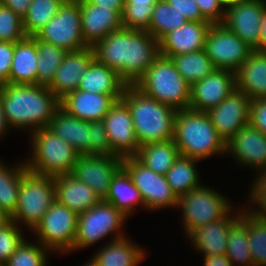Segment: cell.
Segmentation results:
<instances>
[{
	"label": "cell",
	"instance_id": "obj_43",
	"mask_svg": "<svg viewBox=\"0 0 266 266\" xmlns=\"http://www.w3.org/2000/svg\"><path fill=\"white\" fill-rule=\"evenodd\" d=\"M45 250L48 248L44 246L40 248L23 240L5 266H46Z\"/></svg>",
	"mask_w": 266,
	"mask_h": 266
},
{
	"label": "cell",
	"instance_id": "obj_45",
	"mask_svg": "<svg viewBox=\"0 0 266 266\" xmlns=\"http://www.w3.org/2000/svg\"><path fill=\"white\" fill-rule=\"evenodd\" d=\"M89 155H116L107 138L104 121H90Z\"/></svg>",
	"mask_w": 266,
	"mask_h": 266
},
{
	"label": "cell",
	"instance_id": "obj_14",
	"mask_svg": "<svg viewBox=\"0 0 266 266\" xmlns=\"http://www.w3.org/2000/svg\"><path fill=\"white\" fill-rule=\"evenodd\" d=\"M265 11L263 0H238L225 8L223 24L250 48L259 51L260 27Z\"/></svg>",
	"mask_w": 266,
	"mask_h": 266
},
{
	"label": "cell",
	"instance_id": "obj_15",
	"mask_svg": "<svg viewBox=\"0 0 266 266\" xmlns=\"http://www.w3.org/2000/svg\"><path fill=\"white\" fill-rule=\"evenodd\" d=\"M122 159L117 155H79L71 175L90 186L104 200L113 177L122 168Z\"/></svg>",
	"mask_w": 266,
	"mask_h": 266
},
{
	"label": "cell",
	"instance_id": "obj_3",
	"mask_svg": "<svg viewBox=\"0 0 266 266\" xmlns=\"http://www.w3.org/2000/svg\"><path fill=\"white\" fill-rule=\"evenodd\" d=\"M121 99L131 112L140 146L173 139L176 109L146 96L135 85H127Z\"/></svg>",
	"mask_w": 266,
	"mask_h": 266
},
{
	"label": "cell",
	"instance_id": "obj_46",
	"mask_svg": "<svg viewBox=\"0 0 266 266\" xmlns=\"http://www.w3.org/2000/svg\"><path fill=\"white\" fill-rule=\"evenodd\" d=\"M202 17L211 24L223 23L225 12L219 0H194ZM222 10V11H221Z\"/></svg>",
	"mask_w": 266,
	"mask_h": 266
},
{
	"label": "cell",
	"instance_id": "obj_55",
	"mask_svg": "<svg viewBox=\"0 0 266 266\" xmlns=\"http://www.w3.org/2000/svg\"><path fill=\"white\" fill-rule=\"evenodd\" d=\"M6 126L9 127V124L4 115L3 106H2L1 98H0V134H2L5 131Z\"/></svg>",
	"mask_w": 266,
	"mask_h": 266
},
{
	"label": "cell",
	"instance_id": "obj_47",
	"mask_svg": "<svg viewBox=\"0 0 266 266\" xmlns=\"http://www.w3.org/2000/svg\"><path fill=\"white\" fill-rule=\"evenodd\" d=\"M249 123L266 135V97L251 101Z\"/></svg>",
	"mask_w": 266,
	"mask_h": 266
},
{
	"label": "cell",
	"instance_id": "obj_10",
	"mask_svg": "<svg viewBox=\"0 0 266 266\" xmlns=\"http://www.w3.org/2000/svg\"><path fill=\"white\" fill-rule=\"evenodd\" d=\"M228 204L221 194L201 186L178 197V206L182 205L184 227L188 234L228 215Z\"/></svg>",
	"mask_w": 266,
	"mask_h": 266
},
{
	"label": "cell",
	"instance_id": "obj_34",
	"mask_svg": "<svg viewBox=\"0 0 266 266\" xmlns=\"http://www.w3.org/2000/svg\"><path fill=\"white\" fill-rule=\"evenodd\" d=\"M183 79L192 86L216 70L204 49L170 57Z\"/></svg>",
	"mask_w": 266,
	"mask_h": 266
},
{
	"label": "cell",
	"instance_id": "obj_11",
	"mask_svg": "<svg viewBox=\"0 0 266 266\" xmlns=\"http://www.w3.org/2000/svg\"><path fill=\"white\" fill-rule=\"evenodd\" d=\"M122 168L128 173L139 190L146 208L178 206V197L167 182L165 175L148 169L135 156L124 157Z\"/></svg>",
	"mask_w": 266,
	"mask_h": 266
},
{
	"label": "cell",
	"instance_id": "obj_19",
	"mask_svg": "<svg viewBox=\"0 0 266 266\" xmlns=\"http://www.w3.org/2000/svg\"><path fill=\"white\" fill-rule=\"evenodd\" d=\"M94 58L95 53L91 46L68 52L47 87L61 101L79 88L81 77Z\"/></svg>",
	"mask_w": 266,
	"mask_h": 266
},
{
	"label": "cell",
	"instance_id": "obj_24",
	"mask_svg": "<svg viewBox=\"0 0 266 266\" xmlns=\"http://www.w3.org/2000/svg\"><path fill=\"white\" fill-rule=\"evenodd\" d=\"M56 200L77 215L98 204L101 199L95 191L71 174L55 177Z\"/></svg>",
	"mask_w": 266,
	"mask_h": 266
},
{
	"label": "cell",
	"instance_id": "obj_39",
	"mask_svg": "<svg viewBox=\"0 0 266 266\" xmlns=\"http://www.w3.org/2000/svg\"><path fill=\"white\" fill-rule=\"evenodd\" d=\"M187 19L165 0H159L153 9V15L147 31L156 40L165 34L178 29L186 23Z\"/></svg>",
	"mask_w": 266,
	"mask_h": 266
},
{
	"label": "cell",
	"instance_id": "obj_31",
	"mask_svg": "<svg viewBox=\"0 0 266 266\" xmlns=\"http://www.w3.org/2000/svg\"><path fill=\"white\" fill-rule=\"evenodd\" d=\"M104 201L115 206L125 216L133 210L135 204L141 203L144 205L139 190L123 168L113 177L109 193Z\"/></svg>",
	"mask_w": 266,
	"mask_h": 266
},
{
	"label": "cell",
	"instance_id": "obj_26",
	"mask_svg": "<svg viewBox=\"0 0 266 266\" xmlns=\"http://www.w3.org/2000/svg\"><path fill=\"white\" fill-rule=\"evenodd\" d=\"M47 128L73 146L79 155H89L90 122L70 115L60 106Z\"/></svg>",
	"mask_w": 266,
	"mask_h": 266
},
{
	"label": "cell",
	"instance_id": "obj_12",
	"mask_svg": "<svg viewBox=\"0 0 266 266\" xmlns=\"http://www.w3.org/2000/svg\"><path fill=\"white\" fill-rule=\"evenodd\" d=\"M77 220L78 215L75 212L56 200L34 229L41 239V246L53 250L74 249Z\"/></svg>",
	"mask_w": 266,
	"mask_h": 266
},
{
	"label": "cell",
	"instance_id": "obj_42",
	"mask_svg": "<svg viewBox=\"0 0 266 266\" xmlns=\"http://www.w3.org/2000/svg\"><path fill=\"white\" fill-rule=\"evenodd\" d=\"M26 37L23 19L10 8L0 5V41L16 43Z\"/></svg>",
	"mask_w": 266,
	"mask_h": 266
},
{
	"label": "cell",
	"instance_id": "obj_52",
	"mask_svg": "<svg viewBox=\"0 0 266 266\" xmlns=\"http://www.w3.org/2000/svg\"><path fill=\"white\" fill-rule=\"evenodd\" d=\"M88 3L104 8H110L117 11L121 16L123 14L125 0H86Z\"/></svg>",
	"mask_w": 266,
	"mask_h": 266
},
{
	"label": "cell",
	"instance_id": "obj_20",
	"mask_svg": "<svg viewBox=\"0 0 266 266\" xmlns=\"http://www.w3.org/2000/svg\"><path fill=\"white\" fill-rule=\"evenodd\" d=\"M81 28L84 42L93 47L109 33L121 29L122 16L115 10L79 0Z\"/></svg>",
	"mask_w": 266,
	"mask_h": 266
},
{
	"label": "cell",
	"instance_id": "obj_38",
	"mask_svg": "<svg viewBox=\"0 0 266 266\" xmlns=\"http://www.w3.org/2000/svg\"><path fill=\"white\" fill-rule=\"evenodd\" d=\"M37 51V84L48 86L68 51L38 39Z\"/></svg>",
	"mask_w": 266,
	"mask_h": 266
},
{
	"label": "cell",
	"instance_id": "obj_5",
	"mask_svg": "<svg viewBox=\"0 0 266 266\" xmlns=\"http://www.w3.org/2000/svg\"><path fill=\"white\" fill-rule=\"evenodd\" d=\"M146 96L172 108H189L191 86L183 79L170 57L159 55L134 84Z\"/></svg>",
	"mask_w": 266,
	"mask_h": 266
},
{
	"label": "cell",
	"instance_id": "obj_30",
	"mask_svg": "<svg viewBox=\"0 0 266 266\" xmlns=\"http://www.w3.org/2000/svg\"><path fill=\"white\" fill-rule=\"evenodd\" d=\"M179 156L173 139L141 145L135 155L143 165L160 175H166Z\"/></svg>",
	"mask_w": 266,
	"mask_h": 266
},
{
	"label": "cell",
	"instance_id": "obj_28",
	"mask_svg": "<svg viewBox=\"0 0 266 266\" xmlns=\"http://www.w3.org/2000/svg\"><path fill=\"white\" fill-rule=\"evenodd\" d=\"M37 38L25 37L14 44V56L9 73L11 84H37Z\"/></svg>",
	"mask_w": 266,
	"mask_h": 266
},
{
	"label": "cell",
	"instance_id": "obj_2",
	"mask_svg": "<svg viewBox=\"0 0 266 266\" xmlns=\"http://www.w3.org/2000/svg\"><path fill=\"white\" fill-rule=\"evenodd\" d=\"M0 98L8 124L16 127L47 128L60 100L47 86L38 84L0 85Z\"/></svg>",
	"mask_w": 266,
	"mask_h": 266
},
{
	"label": "cell",
	"instance_id": "obj_16",
	"mask_svg": "<svg viewBox=\"0 0 266 266\" xmlns=\"http://www.w3.org/2000/svg\"><path fill=\"white\" fill-rule=\"evenodd\" d=\"M107 138L113 152L122 158L135 156L140 144L133 127L131 112L127 104L117 100L103 118Z\"/></svg>",
	"mask_w": 266,
	"mask_h": 266
},
{
	"label": "cell",
	"instance_id": "obj_36",
	"mask_svg": "<svg viewBox=\"0 0 266 266\" xmlns=\"http://www.w3.org/2000/svg\"><path fill=\"white\" fill-rule=\"evenodd\" d=\"M26 171L25 164L13 170L0 164V210L10 218L16 211L21 177Z\"/></svg>",
	"mask_w": 266,
	"mask_h": 266
},
{
	"label": "cell",
	"instance_id": "obj_13",
	"mask_svg": "<svg viewBox=\"0 0 266 266\" xmlns=\"http://www.w3.org/2000/svg\"><path fill=\"white\" fill-rule=\"evenodd\" d=\"M125 217L127 216L115 206L101 200L89 210L78 215L74 249L87 247L108 233L116 231Z\"/></svg>",
	"mask_w": 266,
	"mask_h": 266
},
{
	"label": "cell",
	"instance_id": "obj_17",
	"mask_svg": "<svg viewBox=\"0 0 266 266\" xmlns=\"http://www.w3.org/2000/svg\"><path fill=\"white\" fill-rule=\"evenodd\" d=\"M251 99L238 89L206 113L218 135L227 142L249 123Z\"/></svg>",
	"mask_w": 266,
	"mask_h": 266
},
{
	"label": "cell",
	"instance_id": "obj_29",
	"mask_svg": "<svg viewBox=\"0 0 266 266\" xmlns=\"http://www.w3.org/2000/svg\"><path fill=\"white\" fill-rule=\"evenodd\" d=\"M228 215L207 225L194 229L189 236L194 245L206 255H226L228 231L231 225L240 217L233 219Z\"/></svg>",
	"mask_w": 266,
	"mask_h": 266
},
{
	"label": "cell",
	"instance_id": "obj_18",
	"mask_svg": "<svg viewBox=\"0 0 266 266\" xmlns=\"http://www.w3.org/2000/svg\"><path fill=\"white\" fill-rule=\"evenodd\" d=\"M234 90H236L235 72L216 69L191 86L189 108L207 112L218 106Z\"/></svg>",
	"mask_w": 266,
	"mask_h": 266
},
{
	"label": "cell",
	"instance_id": "obj_32",
	"mask_svg": "<svg viewBox=\"0 0 266 266\" xmlns=\"http://www.w3.org/2000/svg\"><path fill=\"white\" fill-rule=\"evenodd\" d=\"M117 235L119 237L98 252L93 259L99 266H136L145 254L123 236Z\"/></svg>",
	"mask_w": 266,
	"mask_h": 266
},
{
	"label": "cell",
	"instance_id": "obj_49",
	"mask_svg": "<svg viewBox=\"0 0 266 266\" xmlns=\"http://www.w3.org/2000/svg\"><path fill=\"white\" fill-rule=\"evenodd\" d=\"M168 4L174 7L188 21H206L194 0H165Z\"/></svg>",
	"mask_w": 266,
	"mask_h": 266
},
{
	"label": "cell",
	"instance_id": "obj_6",
	"mask_svg": "<svg viewBox=\"0 0 266 266\" xmlns=\"http://www.w3.org/2000/svg\"><path fill=\"white\" fill-rule=\"evenodd\" d=\"M33 159L25 163L27 170L56 177L71 174L79 153L48 128L33 132Z\"/></svg>",
	"mask_w": 266,
	"mask_h": 266
},
{
	"label": "cell",
	"instance_id": "obj_40",
	"mask_svg": "<svg viewBox=\"0 0 266 266\" xmlns=\"http://www.w3.org/2000/svg\"><path fill=\"white\" fill-rule=\"evenodd\" d=\"M159 0H125L122 26L132 30L148 31L153 9Z\"/></svg>",
	"mask_w": 266,
	"mask_h": 266
},
{
	"label": "cell",
	"instance_id": "obj_35",
	"mask_svg": "<svg viewBox=\"0 0 266 266\" xmlns=\"http://www.w3.org/2000/svg\"><path fill=\"white\" fill-rule=\"evenodd\" d=\"M196 161L199 160L179 156L166 173L167 182L177 197L200 187L198 185L197 171L194 167Z\"/></svg>",
	"mask_w": 266,
	"mask_h": 266
},
{
	"label": "cell",
	"instance_id": "obj_51",
	"mask_svg": "<svg viewBox=\"0 0 266 266\" xmlns=\"http://www.w3.org/2000/svg\"><path fill=\"white\" fill-rule=\"evenodd\" d=\"M32 0H1V3L10 8L14 13L23 19Z\"/></svg>",
	"mask_w": 266,
	"mask_h": 266
},
{
	"label": "cell",
	"instance_id": "obj_27",
	"mask_svg": "<svg viewBox=\"0 0 266 266\" xmlns=\"http://www.w3.org/2000/svg\"><path fill=\"white\" fill-rule=\"evenodd\" d=\"M235 76L236 89L251 100L266 97V52L253 50Z\"/></svg>",
	"mask_w": 266,
	"mask_h": 266
},
{
	"label": "cell",
	"instance_id": "obj_56",
	"mask_svg": "<svg viewBox=\"0 0 266 266\" xmlns=\"http://www.w3.org/2000/svg\"><path fill=\"white\" fill-rule=\"evenodd\" d=\"M10 221V217H8L4 212L0 210V228L6 225Z\"/></svg>",
	"mask_w": 266,
	"mask_h": 266
},
{
	"label": "cell",
	"instance_id": "obj_58",
	"mask_svg": "<svg viewBox=\"0 0 266 266\" xmlns=\"http://www.w3.org/2000/svg\"><path fill=\"white\" fill-rule=\"evenodd\" d=\"M84 266H99V265H98L97 262L93 259L92 262H90V263H88V264H86V265H84Z\"/></svg>",
	"mask_w": 266,
	"mask_h": 266
},
{
	"label": "cell",
	"instance_id": "obj_48",
	"mask_svg": "<svg viewBox=\"0 0 266 266\" xmlns=\"http://www.w3.org/2000/svg\"><path fill=\"white\" fill-rule=\"evenodd\" d=\"M14 56V43L0 41V85L9 83V73Z\"/></svg>",
	"mask_w": 266,
	"mask_h": 266
},
{
	"label": "cell",
	"instance_id": "obj_53",
	"mask_svg": "<svg viewBox=\"0 0 266 266\" xmlns=\"http://www.w3.org/2000/svg\"><path fill=\"white\" fill-rule=\"evenodd\" d=\"M226 255H206L204 266H232Z\"/></svg>",
	"mask_w": 266,
	"mask_h": 266
},
{
	"label": "cell",
	"instance_id": "obj_54",
	"mask_svg": "<svg viewBox=\"0 0 266 266\" xmlns=\"http://www.w3.org/2000/svg\"><path fill=\"white\" fill-rule=\"evenodd\" d=\"M259 51L266 52V11L261 21Z\"/></svg>",
	"mask_w": 266,
	"mask_h": 266
},
{
	"label": "cell",
	"instance_id": "obj_22",
	"mask_svg": "<svg viewBox=\"0 0 266 266\" xmlns=\"http://www.w3.org/2000/svg\"><path fill=\"white\" fill-rule=\"evenodd\" d=\"M225 150L233 152L241 163L260 169L266 167V135L250 123L225 142Z\"/></svg>",
	"mask_w": 266,
	"mask_h": 266
},
{
	"label": "cell",
	"instance_id": "obj_57",
	"mask_svg": "<svg viewBox=\"0 0 266 266\" xmlns=\"http://www.w3.org/2000/svg\"><path fill=\"white\" fill-rule=\"evenodd\" d=\"M220 3L223 5V7L226 5L227 7H230L235 1L238 0H219Z\"/></svg>",
	"mask_w": 266,
	"mask_h": 266
},
{
	"label": "cell",
	"instance_id": "obj_25",
	"mask_svg": "<svg viewBox=\"0 0 266 266\" xmlns=\"http://www.w3.org/2000/svg\"><path fill=\"white\" fill-rule=\"evenodd\" d=\"M128 84L113 69L94 58L81 77L79 90L111 95L120 100Z\"/></svg>",
	"mask_w": 266,
	"mask_h": 266
},
{
	"label": "cell",
	"instance_id": "obj_8",
	"mask_svg": "<svg viewBox=\"0 0 266 266\" xmlns=\"http://www.w3.org/2000/svg\"><path fill=\"white\" fill-rule=\"evenodd\" d=\"M66 51L86 48L81 28L79 0H65L57 14L35 36Z\"/></svg>",
	"mask_w": 266,
	"mask_h": 266
},
{
	"label": "cell",
	"instance_id": "obj_50",
	"mask_svg": "<svg viewBox=\"0 0 266 266\" xmlns=\"http://www.w3.org/2000/svg\"><path fill=\"white\" fill-rule=\"evenodd\" d=\"M265 171L262 172L263 175H260L258 181L256 182V185L253 186L254 190L251 194L253 201L258 202L261 207V212H255L258 214H263L266 211V167L263 168Z\"/></svg>",
	"mask_w": 266,
	"mask_h": 266
},
{
	"label": "cell",
	"instance_id": "obj_33",
	"mask_svg": "<svg viewBox=\"0 0 266 266\" xmlns=\"http://www.w3.org/2000/svg\"><path fill=\"white\" fill-rule=\"evenodd\" d=\"M248 244V214L244 213L231 225L228 231L226 256L232 264L240 262V264H244L243 266H254Z\"/></svg>",
	"mask_w": 266,
	"mask_h": 266
},
{
	"label": "cell",
	"instance_id": "obj_7",
	"mask_svg": "<svg viewBox=\"0 0 266 266\" xmlns=\"http://www.w3.org/2000/svg\"><path fill=\"white\" fill-rule=\"evenodd\" d=\"M55 201V177L27 170L21 177L16 211L10 220H23L35 229Z\"/></svg>",
	"mask_w": 266,
	"mask_h": 266
},
{
	"label": "cell",
	"instance_id": "obj_44",
	"mask_svg": "<svg viewBox=\"0 0 266 266\" xmlns=\"http://www.w3.org/2000/svg\"><path fill=\"white\" fill-rule=\"evenodd\" d=\"M14 221L0 228V264H5L24 240Z\"/></svg>",
	"mask_w": 266,
	"mask_h": 266
},
{
	"label": "cell",
	"instance_id": "obj_9",
	"mask_svg": "<svg viewBox=\"0 0 266 266\" xmlns=\"http://www.w3.org/2000/svg\"><path fill=\"white\" fill-rule=\"evenodd\" d=\"M204 51L216 69L236 72L253 51L223 23L211 24Z\"/></svg>",
	"mask_w": 266,
	"mask_h": 266
},
{
	"label": "cell",
	"instance_id": "obj_37",
	"mask_svg": "<svg viewBox=\"0 0 266 266\" xmlns=\"http://www.w3.org/2000/svg\"><path fill=\"white\" fill-rule=\"evenodd\" d=\"M65 0H32L23 17L26 37H34L57 14Z\"/></svg>",
	"mask_w": 266,
	"mask_h": 266
},
{
	"label": "cell",
	"instance_id": "obj_21",
	"mask_svg": "<svg viewBox=\"0 0 266 266\" xmlns=\"http://www.w3.org/2000/svg\"><path fill=\"white\" fill-rule=\"evenodd\" d=\"M210 25L208 21L187 20L184 25L168 32L159 40L160 54L171 57L204 49Z\"/></svg>",
	"mask_w": 266,
	"mask_h": 266
},
{
	"label": "cell",
	"instance_id": "obj_1",
	"mask_svg": "<svg viewBox=\"0 0 266 266\" xmlns=\"http://www.w3.org/2000/svg\"><path fill=\"white\" fill-rule=\"evenodd\" d=\"M95 58L134 85L160 55L159 41L143 30L122 27L94 46Z\"/></svg>",
	"mask_w": 266,
	"mask_h": 266
},
{
	"label": "cell",
	"instance_id": "obj_4",
	"mask_svg": "<svg viewBox=\"0 0 266 266\" xmlns=\"http://www.w3.org/2000/svg\"><path fill=\"white\" fill-rule=\"evenodd\" d=\"M173 141L180 156L197 160L226 152L225 141L218 135L208 114L190 108L177 111Z\"/></svg>",
	"mask_w": 266,
	"mask_h": 266
},
{
	"label": "cell",
	"instance_id": "obj_23",
	"mask_svg": "<svg viewBox=\"0 0 266 266\" xmlns=\"http://www.w3.org/2000/svg\"><path fill=\"white\" fill-rule=\"evenodd\" d=\"M115 102L111 95L77 89L62 99L60 106L70 115L90 122L103 120Z\"/></svg>",
	"mask_w": 266,
	"mask_h": 266
},
{
	"label": "cell",
	"instance_id": "obj_41",
	"mask_svg": "<svg viewBox=\"0 0 266 266\" xmlns=\"http://www.w3.org/2000/svg\"><path fill=\"white\" fill-rule=\"evenodd\" d=\"M248 237L254 266L266 265V216L248 213Z\"/></svg>",
	"mask_w": 266,
	"mask_h": 266
}]
</instances>
